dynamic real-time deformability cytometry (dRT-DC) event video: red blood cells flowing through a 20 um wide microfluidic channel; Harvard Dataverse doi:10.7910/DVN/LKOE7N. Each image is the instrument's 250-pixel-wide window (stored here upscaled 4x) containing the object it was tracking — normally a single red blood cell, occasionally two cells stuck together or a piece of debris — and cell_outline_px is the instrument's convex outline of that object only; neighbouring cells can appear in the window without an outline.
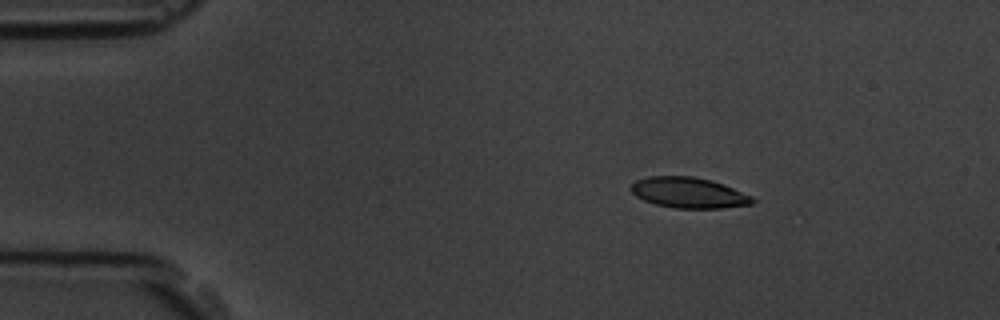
{"species": "common noctule bat (a hibernating species)", "species_latin": "Nyctalus noctula", "temperature_condition": "room temperature", "stored_images_in_passage": 5, "camera_frame_rate_fps": 3000, "um_per_image_px": 0.085, "animal": {"sex": "male", "body_mass_g": 19.5, "forearm_length_mm": 54.6}, "frame": {"image": 1, "passage_image": 3, "time_ms": 2.333, "image_size_px": [1000, 320], "cell_outline_px": [[756, 200], [752, 204], [720, 208], [676, 208], [656, 204], [644, 200], [636, 196], [628, 188], [636, 180], [648, 176], [692, 176], [712, 180], [724, 184], [752, 196]], "centroid_in_image_um": [58.53, 16.37], "position_along_channel_um": 26.5, "area_um2": 21.73}}